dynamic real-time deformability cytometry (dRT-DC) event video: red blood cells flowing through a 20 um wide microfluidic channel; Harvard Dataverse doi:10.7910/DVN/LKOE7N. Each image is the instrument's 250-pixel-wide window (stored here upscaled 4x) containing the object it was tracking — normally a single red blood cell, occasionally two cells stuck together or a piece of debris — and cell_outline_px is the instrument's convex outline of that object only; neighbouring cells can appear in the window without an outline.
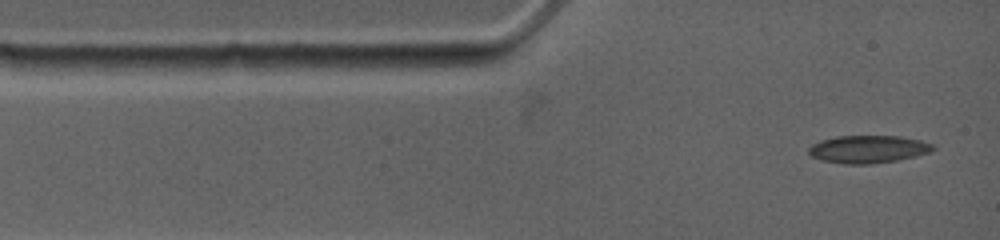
{"species": "common noctule bat (a hibernating species)", "species_latin": "Nyctalus noctula", "temperature_condition": "warm", "stored_images_in_passage": 4, "camera_frame_rate_fps": 4500, "um_per_image_px": 0.085, "animal": {"sex": "female", "body_mass_g": 19.0, "forearm_length_mm": 53.3}, "frame": {"image": 1, "passage_image": 1, "time_ms": 0.0, "image_size_px": [1000, 240], "cell_outline_px": [[936, 148], [928, 152], [916, 156], [896, 160], [868, 164], [844, 164], [820, 160], [812, 156], [808, 152], [808, 148], [812, 144], [820, 140], [836, 136], [900, 136], [920, 140], [932, 144]], "centroid_in_image_um": [73.75, 12.68], "position_along_channel_um": 11.2, "area_um2": 20.0}}